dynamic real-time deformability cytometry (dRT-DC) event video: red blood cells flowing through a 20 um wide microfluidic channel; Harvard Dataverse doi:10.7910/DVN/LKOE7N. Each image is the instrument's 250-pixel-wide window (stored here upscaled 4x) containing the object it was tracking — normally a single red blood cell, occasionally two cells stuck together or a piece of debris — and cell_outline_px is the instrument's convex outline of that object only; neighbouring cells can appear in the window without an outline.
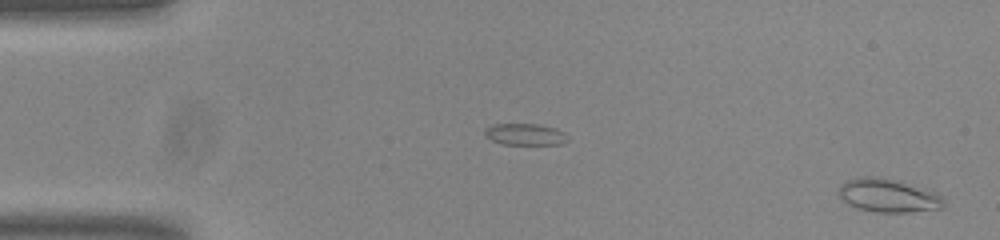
{"species": "common noctule bat (a hibernating species)", "species_latin": "Nyctalus noctula", "temperature_condition": "room temperature", "stored_images_in_passage": 53, "camera_frame_rate_fps": 3000, "um_per_image_px": 0.085, "animal": {"sex": "male", "body_mass_g": 20.0, "forearm_length_mm": 53.3}, "frame": {"image": 1, "passage_image": 1, "time_ms": 0.0, "image_size_px": [1000, 240], "cell_outline_px": [[944, 208], [912, 212], [876, 212], [856, 208], [848, 204], [836, 192], [840, 184], [848, 180], [860, 176], [876, 176], [900, 180], [936, 192], [944, 200]], "centroid_in_image_um": [75.49, 16.61], "position_along_channel_um": 9.5, "area_um2": 20.81}}
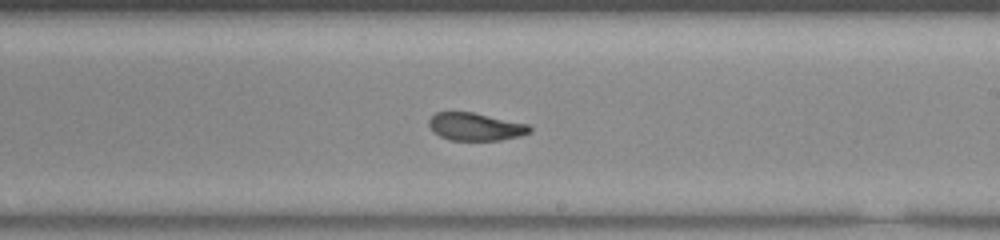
{"frame": {"image": 2, "passage_image": 31, "time_ms": 10.0, "image_size_px": [1000, 240], "cell_outline_px": [[532, 132], [520, 136], [500, 140], [448, 140], [432, 132], [428, 124], [428, 120], [436, 112], [472, 112], [528, 124], [532, 128]], "centroid_in_image_um": [40.4, 10.77], "position_along_channel_um": 248.6, "area_um2": 16.36}}
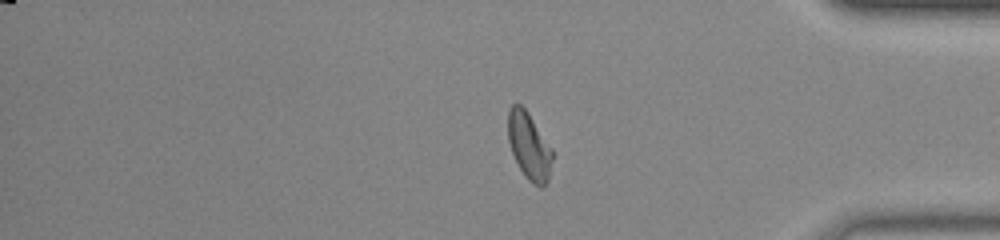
{"frame": {"image": 3, "passage_image": 44, "time_ms": 14.333, "image_size_px": [1000, 240], "cell_outline_px": [[552, 160], [548, 180], [544, 188], [540, 188], [532, 184], [524, 176], [512, 152], [508, 140], [508, 108], [512, 104], [520, 104], [528, 112], [552, 148]], "centroid_in_image_um": [44.97, 12.43], "position_along_channel_um": 390.2, "area_um2": 17.4}, "authors_computed_cell_mechanics": {"area_um2": 17.5134, "velocity_mm_per_s": 3.7758, "shape_relaxation_time_tau1_ms": null, "shape_relaxation_time_tau2_ms": 1.5934, "deformation_change_tau1": null, "deformation_change_tau2": 0.0674}}